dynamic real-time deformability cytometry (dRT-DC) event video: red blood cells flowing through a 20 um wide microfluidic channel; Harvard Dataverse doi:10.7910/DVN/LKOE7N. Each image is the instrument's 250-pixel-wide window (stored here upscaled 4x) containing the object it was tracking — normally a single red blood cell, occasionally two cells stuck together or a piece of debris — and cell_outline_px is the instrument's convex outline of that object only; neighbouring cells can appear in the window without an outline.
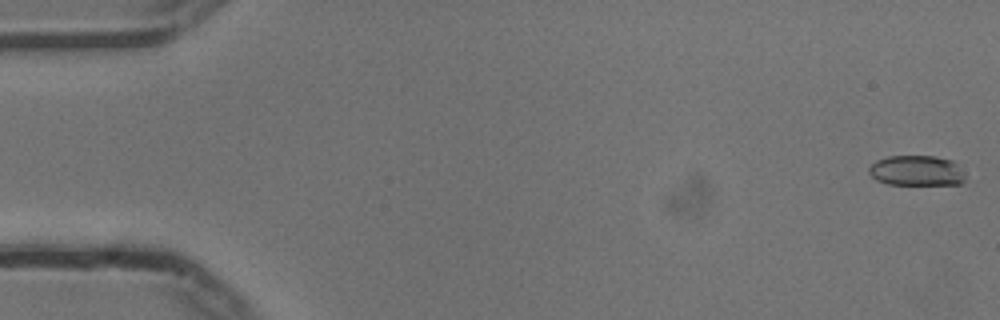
{"species": "common noctule bat (a hibernating species)", "species_latin": "Nyctalus noctula", "temperature_condition": "cold", "stored_images_in_passage": 17, "camera_frame_rate_fps": 3000, "um_per_image_px": 0.085, "animal": {"sex": "male", "body_mass_g": 13.3}, "frame": {"image": 1, "passage_image": 1, "time_ms": 0.0, "image_size_px": [1000, 320], "cell_outline_px": [[964, 184], [888, 184], [876, 180], [868, 172], [868, 168], [876, 160], [888, 156], [936, 156], [952, 160], [956, 164], [964, 176]], "centroid_in_image_um": [77.88, 14.5], "position_along_channel_um": 7.1, "area_um2": 16.94}}
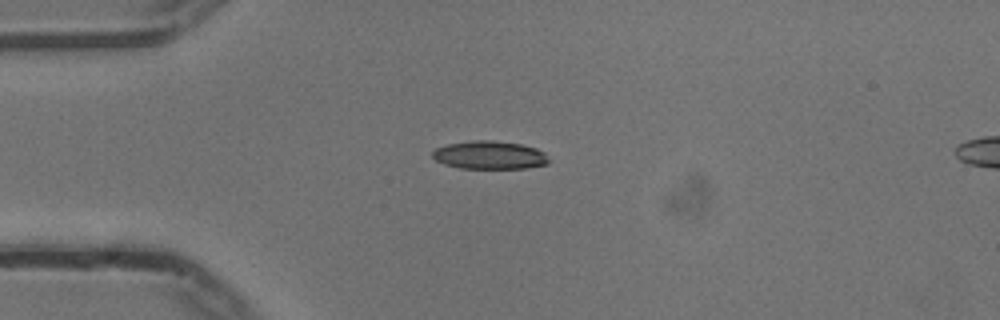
{"frame": {"image": 2, "passage_image": 14, "time_ms": 4.333, "image_size_px": [1000, 320], "cell_outline_px": [[548, 164], [524, 168], [460, 168], [444, 164], [436, 160], [432, 156], [432, 152], [436, 148], [448, 144], [472, 140], [492, 140], [520, 144], [536, 148], [544, 152], [548, 160]], "centroid_in_image_um": [41.6, 13.18], "position_along_channel_um": 43.4, "area_um2": 18.96}}